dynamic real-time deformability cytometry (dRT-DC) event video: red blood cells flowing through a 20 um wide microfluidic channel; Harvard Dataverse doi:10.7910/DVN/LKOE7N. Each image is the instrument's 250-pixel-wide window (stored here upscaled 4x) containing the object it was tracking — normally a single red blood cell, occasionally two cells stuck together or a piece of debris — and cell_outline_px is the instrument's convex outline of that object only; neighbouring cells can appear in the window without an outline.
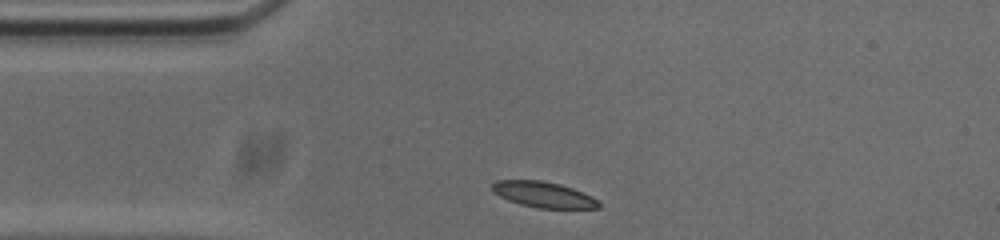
{"species": "common noctule bat (a hibernating species)", "species_latin": "Nyctalus noctula", "temperature_condition": "cold", "stored_images_in_passage": 33, "camera_frame_rate_fps": 3000, "um_per_image_px": 0.085, "animal": {"sex": "male", "body_mass_g": 20.0, "forearm_length_mm": 53.3}, "frame": {"image": 1, "passage_image": 1, "time_ms": 0.0, "image_size_px": [1000, 240], "cell_outline_px": [[600, 208], [536, 208], [520, 204], [508, 200], [492, 192], [492, 184], [496, 180], [540, 180], [560, 184], [572, 188], [596, 200], [600, 204]], "centroid_in_image_um": [46.13, 16.54], "position_along_channel_um": 38.9, "area_um2": 15.78}}
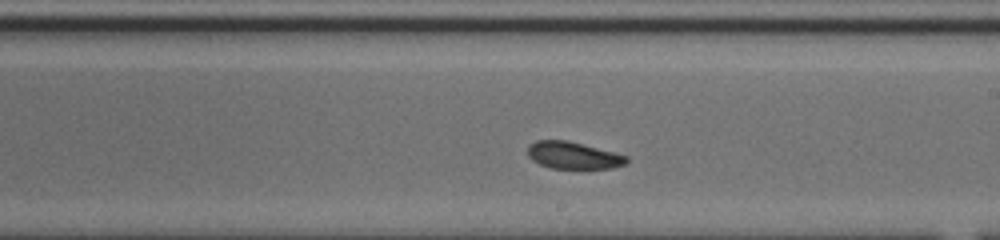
{"frame": {"image": 2, "passage_image": 19, "time_ms": 6.0, "image_size_px": [1000, 240], "cell_outline_px": [[628, 160], [624, 164], [612, 168], [552, 168], [540, 164], [532, 160], [528, 156], [528, 144], [536, 140], [568, 140], [628, 156]], "centroid_in_image_um": [48.69, 13.19], "position_along_channel_um": 240.3, "area_um2": 15.49}}
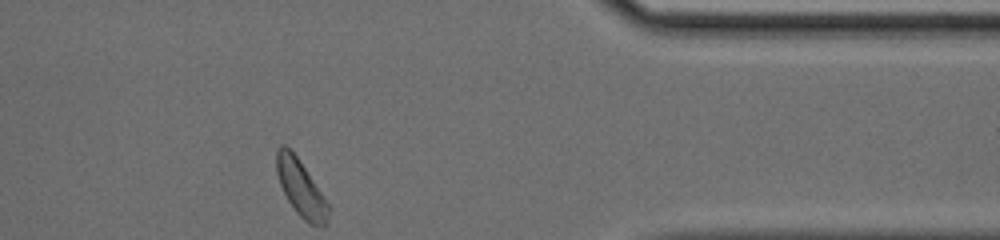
{"frame": {"image": 3, "passage_image": 33, "time_ms": 10.667, "image_size_px": [1000, 240], "cell_outline_px": [[332, 208], [324, 224], [308, 224], [296, 212], [288, 200], [280, 184], [276, 172], [276, 152], [280, 144], [284, 144], [296, 156]], "centroid_in_image_um": [25.56, 15.99], "position_along_channel_um": 385.8, "area_um2": 16.65}, "authors_computed_cell_mechanics": {"area_um2": 16.5886, "velocity_mm_per_s": 3.6827, "shape_relaxation_time_tau1_ms": 1.7659, "shape_relaxation_time_tau2_ms": null, "deformation_change_tau1": 0.0703, "deformation_change_tau2": null}}